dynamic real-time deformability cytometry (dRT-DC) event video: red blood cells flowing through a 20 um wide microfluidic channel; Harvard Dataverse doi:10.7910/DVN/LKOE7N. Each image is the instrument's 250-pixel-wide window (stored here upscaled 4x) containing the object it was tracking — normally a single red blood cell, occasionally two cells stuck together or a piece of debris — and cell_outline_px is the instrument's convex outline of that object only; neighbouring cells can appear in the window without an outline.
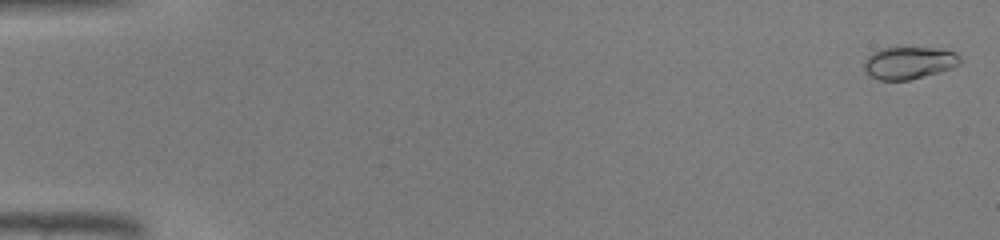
{"species": "common noctule bat (a hibernating species)", "species_latin": "Nyctalus noctula", "temperature_condition": "warm", "stored_images_in_passage": 46, "camera_frame_rate_fps": 3000, "um_per_image_px": 0.085, "animal": {"sex": "male", "body_mass_g": 19.0, "forearm_length_mm": 50.8}, "frame": {"image": 1, "passage_image": 1, "time_ms": 0.0, "image_size_px": [1000, 240], "cell_outline_px": [[960, 64], [952, 68], [924, 76], [908, 80], [880, 80], [872, 76], [864, 68], [864, 60], [872, 52], [884, 48], [932, 48], [952, 52], [960, 56]], "centroid_in_image_um": [77.25, 5.34], "position_along_channel_um": 7.8, "area_um2": 17.69}}
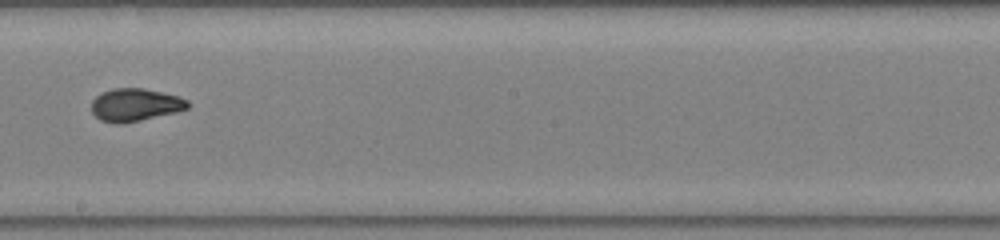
{"frame": {"image": 2, "passage_image": 27, "time_ms": 8.667, "image_size_px": [1000, 240], "cell_outline_px": [[188, 108], [176, 112], [140, 120], [116, 124], [112, 124], [100, 120], [92, 112], [92, 100], [96, 96], [112, 88], [144, 88], [180, 96], [188, 100]], "centroid_in_image_um": [11.49, 8.91], "position_along_channel_um": 236.7, "area_um2": 18.32}}
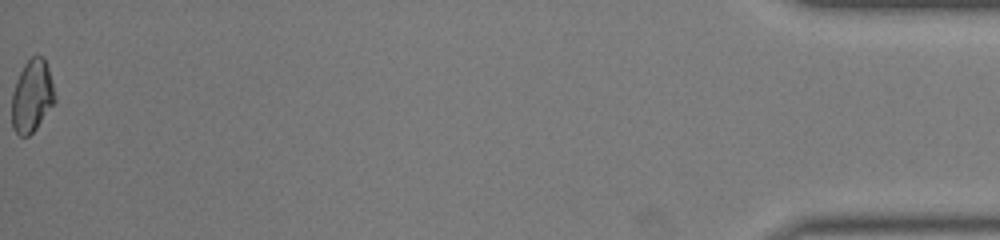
{"frame": {"image": 3, "passage_image": 46, "time_ms": 15.0, "image_size_px": [1000, 240], "cell_outline_px": [[56, 100], [36, 128], [28, 136], [20, 136], [12, 128], [12, 92], [16, 80], [24, 64], [32, 56], [44, 56], [48, 68], [56, 96]], "centroid_in_image_um": [2.71, 8.16], "position_along_channel_um": 432.5, "area_um2": 18.09}}